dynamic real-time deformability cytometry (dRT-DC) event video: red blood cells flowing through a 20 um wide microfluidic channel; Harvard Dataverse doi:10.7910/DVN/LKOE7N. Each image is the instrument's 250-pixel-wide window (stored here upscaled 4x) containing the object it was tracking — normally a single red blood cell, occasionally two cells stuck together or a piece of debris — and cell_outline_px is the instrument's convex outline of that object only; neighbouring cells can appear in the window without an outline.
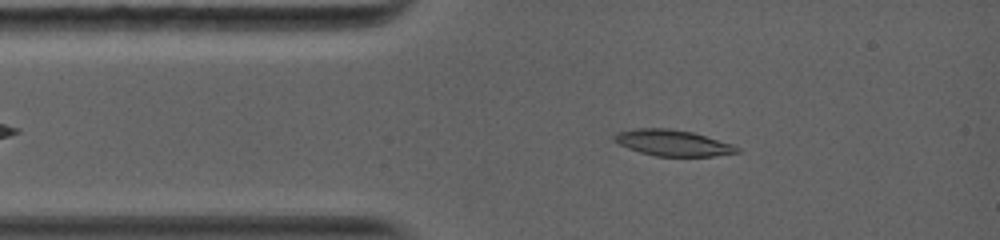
{"species": "common noctule bat (a hibernating species)", "species_latin": "Nyctalus noctula", "temperature_condition": "warm", "stored_images_in_passage": 22, "camera_frame_rate_fps": 5000, "um_per_image_px": 0.085, "animal": {"sex": "female", "body_mass_g": 19.0, "forearm_length_mm": 56.7}, "frame": {"image": 1, "passage_image": 4, "time_ms": 1.8, "image_size_px": [1000, 240], "cell_outline_px": [[740, 152], [716, 156], [656, 156], [640, 152], [628, 148], [612, 140], [612, 136], [616, 132], [632, 128], [672, 128], [692, 132], [732, 144], [740, 148]], "centroid_in_image_um": [57.15, 12.13], "position_along_channel_um": 27.9, "area_um2": 18.79}}
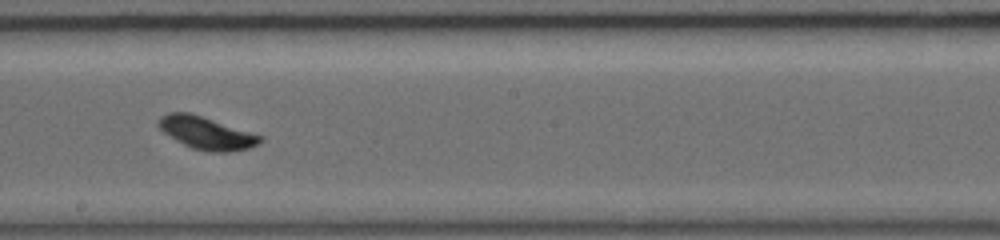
{"frame": {"image": 2, "passage_image": 13, "time_ms": 7.2, "image_size_px": [1000, 240], "cell_outline_px": [[264, 140], [260, 144], [248, 148], [232, 152], [212, 152], [192, 148], [176, 140], [164, 132], [156, 124], [160, 116], [168, 112], [188, 112], [264, 136]], "centroid_in_image_um": [17.57, 11.31], "position_along_channel_um": 230.6, "area_um2": 19.25}}
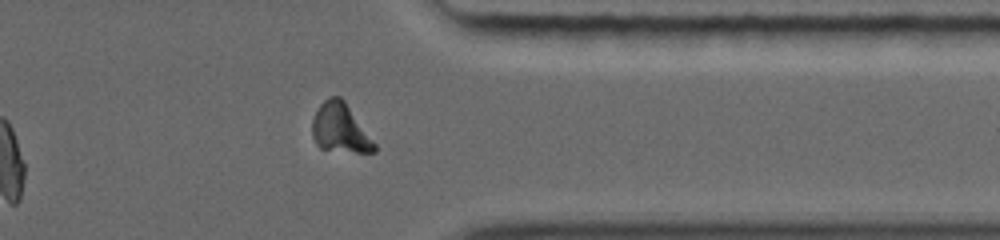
{"frame": {"image": 3, "passage_image": 19, "time_ms": 11.0, "image_size_px": [1000, 240], "cell_outline_px": [[376, 152], [356, 152], [320, 148], [316, 144], [312, 136], [312, 116], [320, 104], [328, 96], [340, 96], [344, 100], [376, 144]], "centroid_in_image_um": [28.89, 10.87], "position_along_channel_um": 382.5, "area_um2": 17.74}}